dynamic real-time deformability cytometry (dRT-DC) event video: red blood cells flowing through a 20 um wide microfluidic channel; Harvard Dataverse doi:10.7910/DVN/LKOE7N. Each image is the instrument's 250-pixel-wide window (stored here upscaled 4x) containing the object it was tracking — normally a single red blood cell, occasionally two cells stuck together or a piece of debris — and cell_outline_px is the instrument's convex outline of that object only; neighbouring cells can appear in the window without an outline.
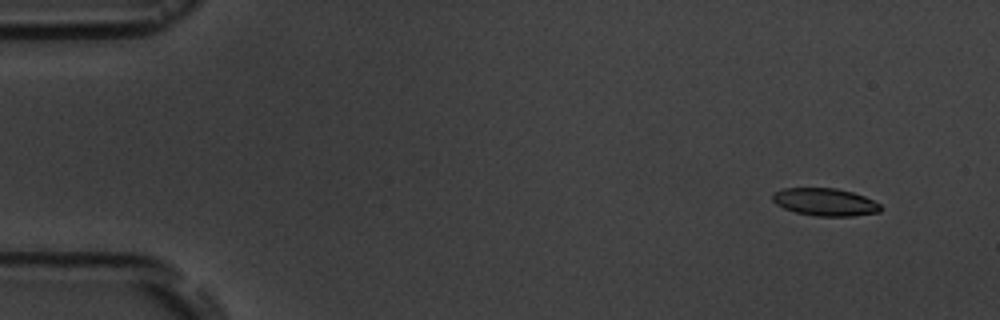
{"species": "common noctule bat (a hibernating species)", "species_latin": "Nyctalus noctula", "temperature_condition": "room temperature", "stored_images_in_passage": 6, "camera_frame_rate_fps": 3000, "um_per_image_px": 0.085, "animal": {"sex": "male", "body_mass_g": 19.5, "forearm_length_mm": 54.6}, "frame": {"image": 1, "passage_image": 2, "time_ms": 1.0, "image_size_px": [1000, 320], "cell_outline_px": [[884, 208], [880, 212], [852, 216], [816, 216], [796, 212], [784, 208], [776, 204], [772, 200], [772, 192], [784, 188], [836, 188], [852, 192], [864, 196], [880, 204]], "centroid_in_image_um": [70.13, 17.17], "position_along_channel_um": 14.9, "area_um2": 17.46}}
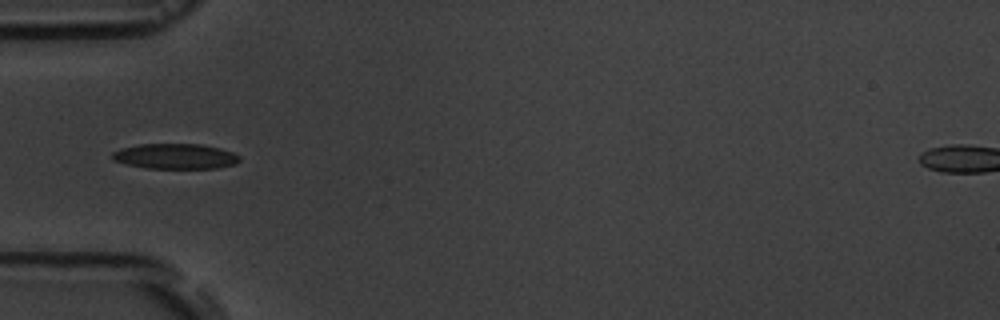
{"frame": {"image": 2, "passage_image": 6, "time_ms": 5.667, "image_size_px": [1000, 320], "cell_outline_px": [[240, 160], [236, 164], [216, 168], [144, 168], [124, 164], [112, 160], [112, 152], [120, 148], [140, 144], [200, 144], [220, 148], [232, 152], [240, 156]], "centroid_in_image_um": [14.87, 13.28], "position_along_channel_um": 70.1, "area_um2": 18.9}}